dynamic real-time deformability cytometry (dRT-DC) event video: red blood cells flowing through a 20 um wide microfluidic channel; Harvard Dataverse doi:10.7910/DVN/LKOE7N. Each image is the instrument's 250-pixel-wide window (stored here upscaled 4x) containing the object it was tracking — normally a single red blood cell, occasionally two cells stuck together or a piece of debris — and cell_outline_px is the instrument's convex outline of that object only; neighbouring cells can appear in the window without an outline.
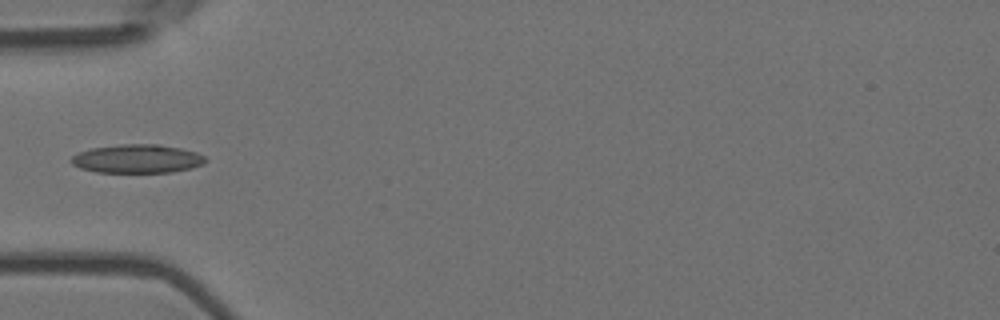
{"species": "Egyptian fruit bat (a non-hibernating species)", "species_latin": "Rousettus aegyptiacus", "temperature_condition": "room temperature", "stored_images_in_passage": 1, "camera_frame_rate_fps": 3000, "um_per_image_px": 0.085, "animal": {"sex": "female"}, "frame": {"image": 1, "passage_image": 1, "time_ms": 0.0, "image_size_px": [1000, 320], "cell_outline_px": [[208, 160], [204, 164], [192, 168], [172, 172], [96, 172], [80, 168], [72, 164], [68, 160], [72, 156], [80, 152], [92, 148], [120, 144], [160, 144], [180, 148], [196, 152], [204, 156]], "centroid_in_image_um": [11.67, 13.49], "position_along_channel_um": 73.3, "area_um2": 22.48}}